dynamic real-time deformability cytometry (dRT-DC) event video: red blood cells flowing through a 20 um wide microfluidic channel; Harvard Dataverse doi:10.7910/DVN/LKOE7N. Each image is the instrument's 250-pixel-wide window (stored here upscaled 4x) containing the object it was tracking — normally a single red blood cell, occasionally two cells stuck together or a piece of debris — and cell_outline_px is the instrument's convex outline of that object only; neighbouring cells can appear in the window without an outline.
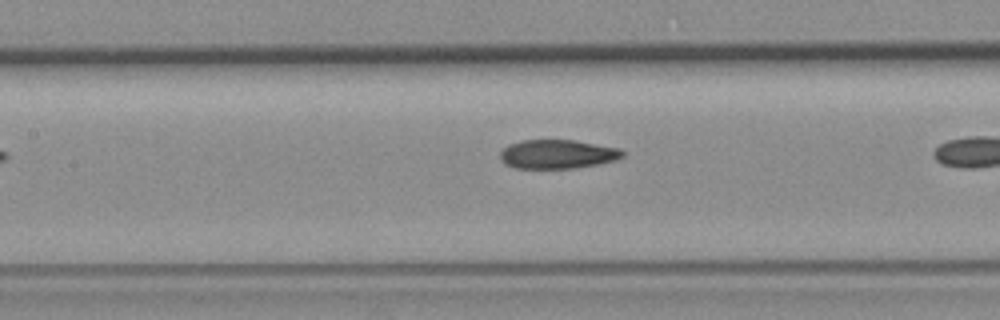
{"species": "common noctule bat (a hibernating species)", "species_latin": "Nyctalus noctula", "temperature_condition": "room temperature", "stored_images_in_passage": 7, "camera_frame_rate_fps": 3000, "um_per_image_px": 0.085, "animal": {"sex": "female", "body_mass_g": 19.3, "forearm_length_mm": 54.1}, "frame": {"image": 1, "passage_image": 6, "time_ms": 6.0, "image_size_px": [1000, 320], "cell_outline_px": [[624, 156], [616, 160], [600, 164], [576, 168], [516, 168], [504, 164], [500, 160], [500, 152], [508, 144], [520, 140], [576, 140], [620, 148], [624, 152]], "centroid_in_image_um": [47.39, 13.1], "position_along_channel_um": 160.0, "area_um2": 20.92}}